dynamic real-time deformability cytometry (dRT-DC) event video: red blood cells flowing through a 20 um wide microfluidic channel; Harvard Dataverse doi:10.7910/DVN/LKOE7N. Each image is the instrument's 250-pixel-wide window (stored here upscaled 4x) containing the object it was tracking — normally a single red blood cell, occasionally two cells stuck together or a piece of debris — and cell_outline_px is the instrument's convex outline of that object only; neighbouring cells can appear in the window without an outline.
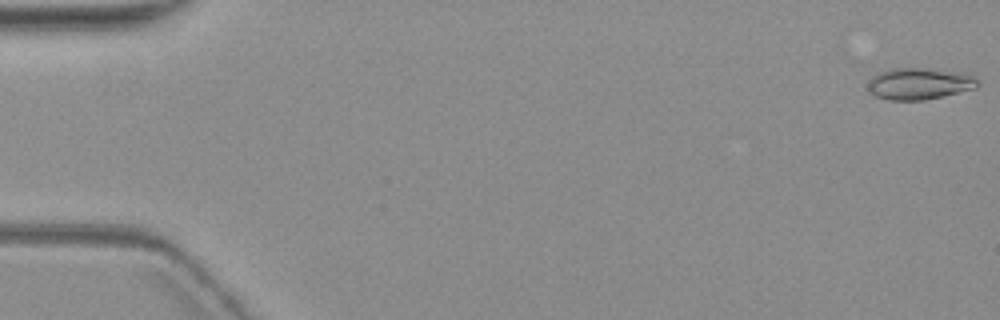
{"species": "common noctule bat (a hibernating species)", "species_latin": "Nyctalus noctula", "temperature_condition": "warm", "stored_images_in_passage": 7, "camera_frame_rate_fps": 3000, "um_per_image_px": 0.085, "animal": {"sex": "female", "body_mass_g": 19.3, "forearm_length_mm": 54.1}, "frame": {"image": 1, "passage_image": 1, "time_ms": 0.0, "image_size_px": [1000, 320], "cell_outline_px": [[980, 84], [976, 88], [944, 96], [924, 100], [888, 100], [876, 96], [868, 92], [868, 84], [872, 76], [888, 68], [924, 68], [964, 72], [972, 76]], "centroid_in_image_um": [78.13, 7.11], "position_along_channel_um": 6.9, "area_um2": 20.4}}
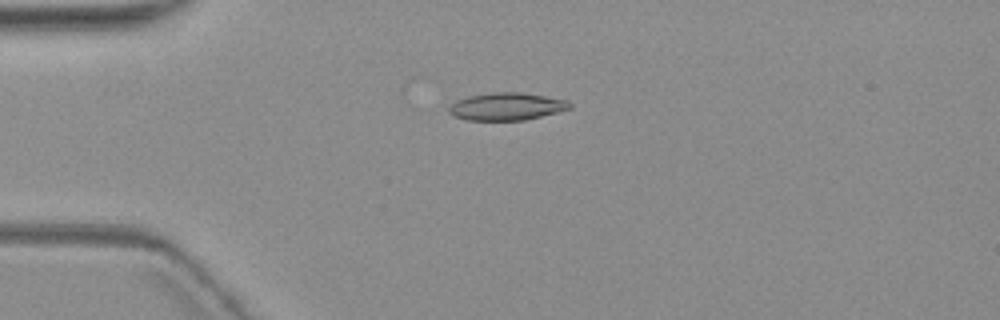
{"frame": {"image": 2, "passage_image": 5, "time_ms": 4.667, "image_size_px": [1000, 320], "cell_outline_px": [[572, 108], [524, 120], [468, 120], [452, 116], [448, 112], [448, 108], [456, 100], [468, 96], [492, 92], [520, 92], [568, 100], [572, 104]], "centroid_in_image_um": [43.04, 9.05], "position_along_channel_um": 42.0, "area_um2": 19.36}}
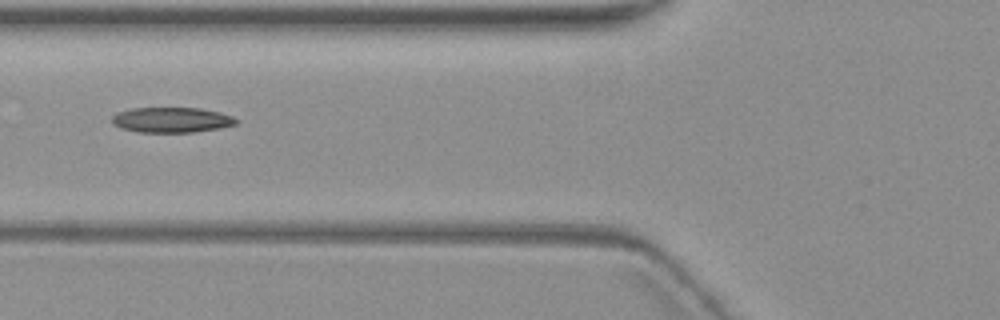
{"frame": {"image": 3, "passage_image": 7, "time_ms": 7.333, "image_size_px": [1000, 320], "cell_outline_px": [[240, 120], [236, 124], [220, 128], [196, 132], [136, 132], [120, 128], [112, 124], [112, 116], [116, 112], [132, 108], [200, 108], [220, 112], [232, 116]], "centroid_in_image_um": [14.58, 10.19], "position_along_channel_um": 111.2, "area_um2": 18.5}}